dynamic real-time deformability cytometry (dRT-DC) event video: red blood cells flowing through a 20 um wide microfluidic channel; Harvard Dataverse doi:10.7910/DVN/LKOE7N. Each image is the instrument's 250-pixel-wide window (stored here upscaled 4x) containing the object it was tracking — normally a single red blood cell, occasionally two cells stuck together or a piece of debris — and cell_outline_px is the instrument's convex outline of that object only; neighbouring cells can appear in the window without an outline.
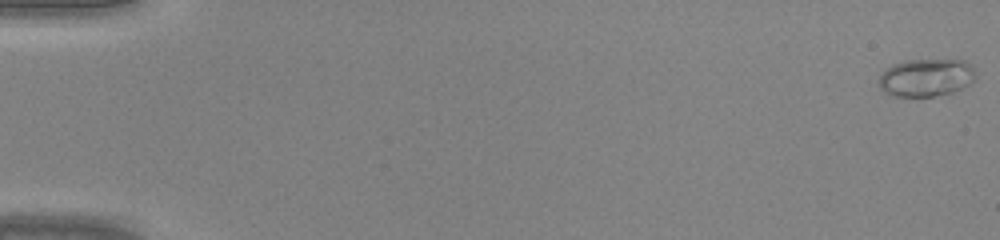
{"species": "common noctule bat (a hibernating species)", "species_latin": "Nyctalus noctula", "temperature_condition": "warm", "stored_images_in_passage": 46, "camera_frame_rate_fps": 3000, "um_per_image_px": 0.085, "animal": {"sex": "male", "body_mass_g": 20.0, "forearm_length_mm": 53.3}, "frame": {"image": 1, "passage_image": 1, "time_ms": 0.0, "image_size_px": [1000, 240], "cell_outline_px": [[976, 80], [952, 92], [932, 96], [896, 96], [880, 88], [880, 76], [892, 64], [904, 60], [964, 60], [972, 64], [976, 76]], "centroid_in_image_um": [78.77, 6.57], "position_along_channel_um": 6.2, "area_um2": 21.04}}
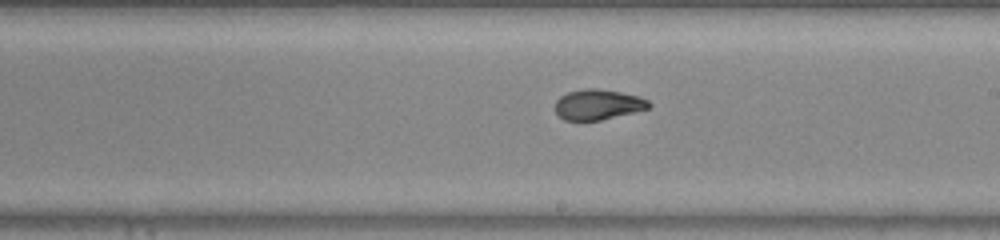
{"frame": {"image": 2, "passage_image": 28, "time_ms": 9.0, "image_size_px": [1000, 240], "cell_outline_px": [[652, 104], [648, 108], [600, 120], [564, 120], [556, 112], [556, 100], [560, 96], [568, 92], [584, 88], [596, 88], [620, 92], [640, 96], [648, 100]], "centroid_in_image_um": [50.82, 8.87], "position_along_channel_um": 238.2, "area_um2": 16.42}}
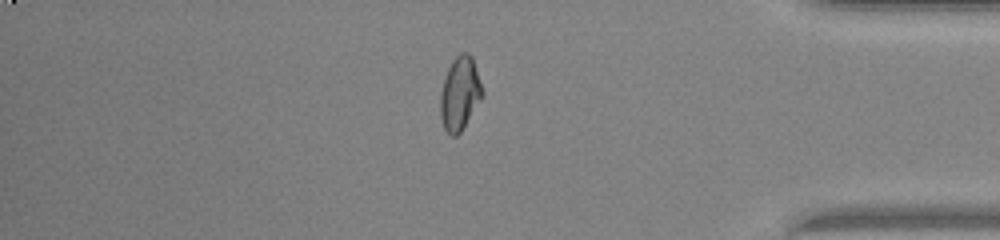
{"frame": {"image": 3, "passage_image": 40, "time_ms": 13.0, "image_size_px": [1000, 240], "cell_outline_px": [[484, 96], [460, 132], [456, 136], [452, 136], [444, 128], [440, 116], [440, 96], [444, 80], [448, 68], [452, 60], [460, 52], [468, 52], [472, 56], [484, 92]], "centroid_in_image_um": [39.1, 7.93], "position_along_channel_um": 396.1, "area_um2": 17.98}}